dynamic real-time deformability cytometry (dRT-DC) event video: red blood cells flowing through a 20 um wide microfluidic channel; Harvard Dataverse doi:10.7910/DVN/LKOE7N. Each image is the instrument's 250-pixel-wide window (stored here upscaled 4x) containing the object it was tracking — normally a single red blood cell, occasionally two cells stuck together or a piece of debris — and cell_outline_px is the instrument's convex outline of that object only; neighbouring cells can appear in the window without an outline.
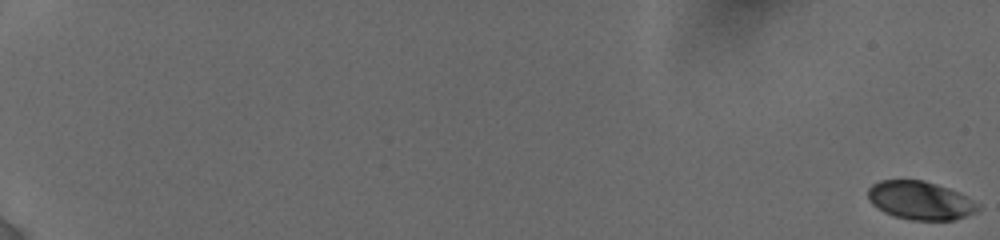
{"species": "human", "species_latin": "Homo sapiens", "temperature_condition": "cold", "stored_images_in_passage": 10, "camera_frame_rate_fps": 3000, "um_per_image_px": 0.085, "donor": {"sex": "female"}, "frame": {"image": 1, "passage_image": 1, "time_ms": 0.0, "image_size_px": [1000, 240], "cell_outline_px": [[980, 208], [976, 212], [952, 220], [912, 220], [896, 216], [884, 212], [876, 208], [868, 200], [868, 188], [872, 184], [880, 180], [924, 180], [948, 188], [980, 204]], "centroid_in_image_um": [78.18, 17.03], "position_along_channel_um": 6.8, "area_um2": 24.45}}
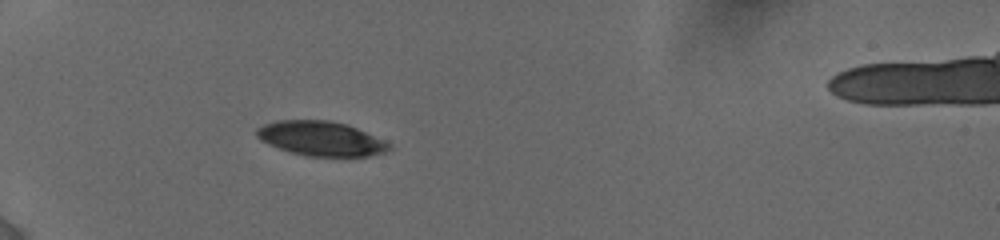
{"frame": {"image": 2, "passage_image": 9, "time_ms": 7.0, "image_size_px": [1000, 240], "cell_outline_px": [[392, 148], [384, 152], [368, 156], [308, 156], [288, 152], [268, 144], [260, 140], [256, 136], [256, 128], [264, 124], [276, 120], [328, 120], [344, 124], [356, 128], [384, 140], [392, 144]], "centroid_in_image_um": [27.25, 11.78], "position_along_channel_um": 57.8, "area_um2": 26.65}}